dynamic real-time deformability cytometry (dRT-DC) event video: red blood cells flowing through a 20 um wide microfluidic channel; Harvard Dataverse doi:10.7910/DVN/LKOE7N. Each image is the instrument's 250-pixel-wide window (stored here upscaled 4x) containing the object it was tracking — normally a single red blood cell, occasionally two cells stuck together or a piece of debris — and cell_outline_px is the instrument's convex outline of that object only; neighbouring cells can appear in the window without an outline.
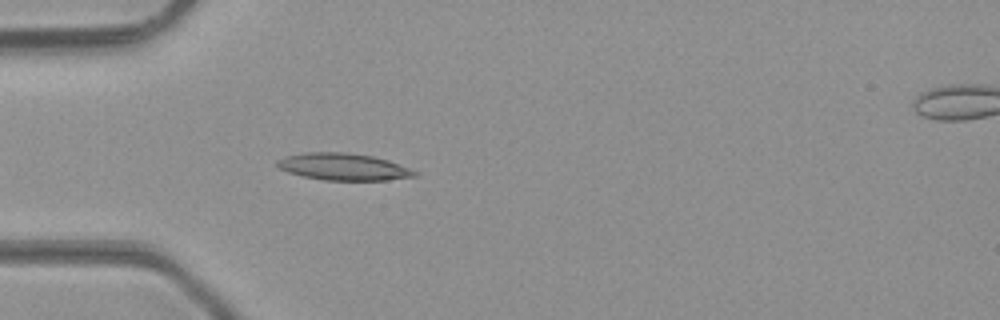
{"species": "common noctule bat (a hibernating species)", "species_latin": "Nyctalus noctula", "temperature_condition": "room temperature", "stored_images_in_passage": 24, "camera_frame_rate_fps": 3000, "um_per_image_px": 0.085, "animal": {"sex": "male", "body_mass_g": 23.1, "forearm_length_mm": 52.7}, "frame": {"image": 1, "passage_image": 4, "time_ms": 1.0, "image_size_px": [1000, 320], "cell_outline_px": [[420, 176], [388, 180], [324, 180], [304, 176], [288, 172], [280, 168], [276, 164], [276, 160], [284, 156], [304, 152], [348, 152], [372, 156], [388, 160], [420, 172]], "centroid_in_image_um": [29.22, 14.17], "position_along_channel_um": 55.8, "area_um2": 21.79}}
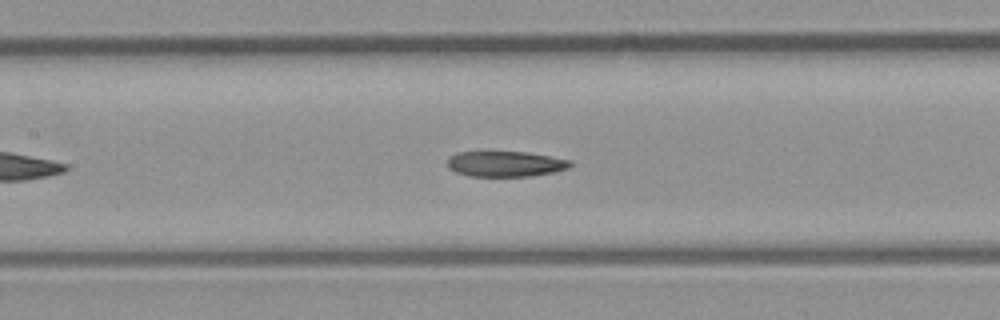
{"frame": {"image": 2, "passage_image": 12, "time_ms": 3.667, "image_size_px": [1000, 320], "cell_outline_px": [[572, 164], [568, 168], [552, 172], [532, 176], [468, 176], [456, 172], [448, 168], [448, 160], [452, 156], [460, 152], [528, 152], [572, 160]], "centroid_in_image_um": [42.99, 13.93], "position_along_channel_um": 164.4, "area_um2": 18.15}}
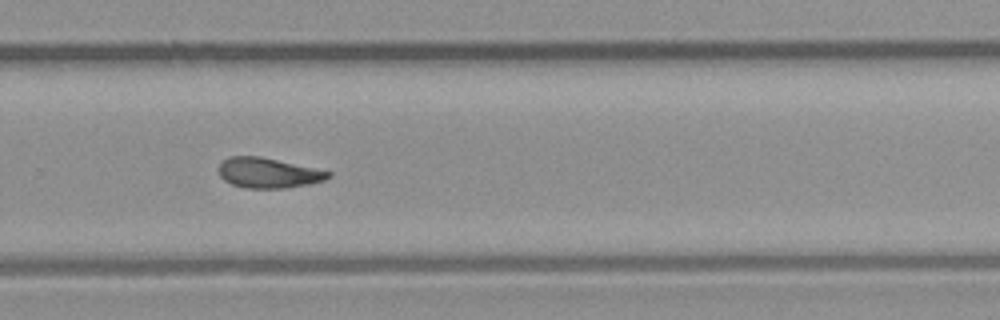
{"frame": {"image": 3, "passage_image": 22, "time_ms": 7.0, "image_size_px": [1000, 320], "cell_outline_px": [[332, 176], [324, 180], [308, 184], [284, 188], [244, 188], [232, 184], [224, 180], [220, 176], [220, 164], [228, 156], [260, 156], [332, 172]], "centroid_in_image_um": [22.8, 14.7], "position_along_channel_um": 307.0, "area_um2": 19.07}}